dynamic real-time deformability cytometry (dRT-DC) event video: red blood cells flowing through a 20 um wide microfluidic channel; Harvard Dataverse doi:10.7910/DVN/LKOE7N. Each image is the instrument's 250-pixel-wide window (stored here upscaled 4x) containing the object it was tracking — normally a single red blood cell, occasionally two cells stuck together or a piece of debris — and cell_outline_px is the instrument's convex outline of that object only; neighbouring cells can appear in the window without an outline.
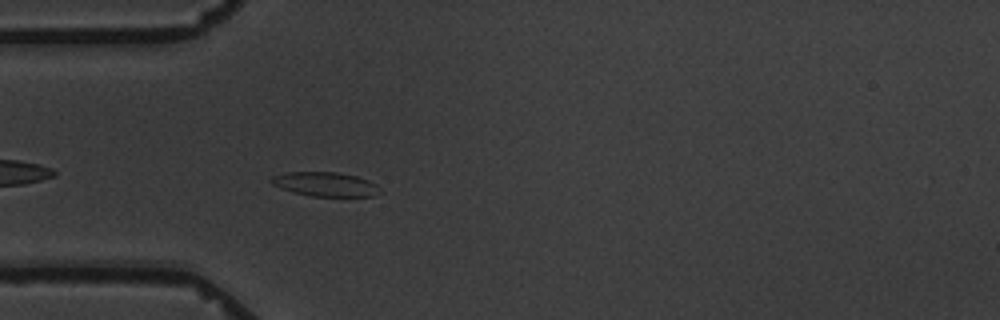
{"species": "common noctule bat (a hibernating species)", "species_latin": "Nyctalus noctula", "temperature_condition": "warm", "stored_images_in_passage": 4, "camera_frame_rate_fps": 3000, "um_per_image_px": 0.085, "animal": {"sex": "male", "body_mass_g": 19.5, "forearm_length_mm": 54.6}, "frame": {"image": 1, "passage_image": 4, "time_ms": 5.0, "image_size_px": [1000, 320], "cell_outline_px": [[384, 192], [372, 196], [312, 196], [292, 192], [280, 188], [272, 184], [268, 180], [272, 176], [288, 172], [336, 172], [356, 176], [368, 180], [376, 184]], "centroid_in_image_um": [27.65, 15.66], "position_along_channel_um": 57.3, "area_um2": 15.43}}